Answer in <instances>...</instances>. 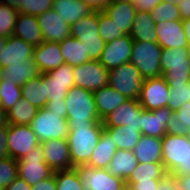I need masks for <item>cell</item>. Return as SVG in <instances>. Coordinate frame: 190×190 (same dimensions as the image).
Returning <instances> with one entry per match:
<instances>
[{
	"mask_svg": "<svg viewBox=\"0 0 190 190\" xmlns=\"http://www.w3.org/2000/svg\"><path fill=\"white\" fill-rule=\"evenodd\" d=\"M103 128L102 121L93 125H69L67 142L73 167L88 163L98 145Z\"/></svg>",
	"mask_w": 190,
	"mask_h": 190,
	"instance_id": "cell-1",
	"label": "cell"
},
{
	"mask_svg": "<svg viewBox=\"0 0 190 190\" xmlns=\"http://www.w3.org/2000/svg\"><path fill=\"white\" fill-rule=\"evenodd\" d=\"M162 162L167 173L190 175V141L188 136L167 134L162 138Z\"/></svg>",
	"mask_w": 190,
	"mask_h": 190,
	"instance_id": "cell-2",
	"label": "cell"
},
{
	"mask_svg": "<svg viewBox=\"0 0 190 190\" xmlns=\"http://www.w3.org/2000/svg\"><path fill=\"white\" fill-rule=\"evenodd\" d=\"M69 125H93L100 122L93 92L73 86L65 97Z\"/></svg>",
	"mask_w": 190,
	"mask_h": 190,
	"instance_id": "cell-3",
	"label": "cell"
},
{
	"mask_svg": "<svg viewBox=\"0 0 190 190\" xmlns=\"http://www.w3.org/2000/svg\"><path fill=\"white\" fill-rule=\"evenodd\" d=\"M162 47L158 42L134 40L130 62L139 70L143 79L162 76Z\"/></svg>",
	"mask_w": 190,
	"mask_h": 190,
	"instance_id": "cell-4",
	"label": "cell"
},
{
	"mask_svg": "<svg viewBox=\"0 0 190 190\" xmlns=\"http://www.w3.org/2000/svg\"><path fill=\"white\" fill-rule=\"evenodd\" d=\"M160 66L167 83L190 82V48H162Z\"/></svg>",
	"mask_w": 190,
	"mask_h": 190,
	"instance_id": "cell-5",
	"label": "cell"
},
{
	"mask_svg": "<svg viewBox=\"0 0 190 190\" xmlns=\"http://www.w3.org/2000/svg\"><path fill=\"white\" fill-rule=\"evenodd\" d=\"M40 143L52 139H67L69 124L62 113L50 112L46 107L38 109L30 123Z\"/></svg>",
	"mask_w": 190,
	"mask_h": 190,
	"instance_id": "cell-6",
	"label": "cell"
},
{
	"mask_svg": "<svg viewBox=\"0 0 190 190\" xmlns=\"http://www.w3.org/2000/svg\"><path fill=\"white\" fill-rule=\"evenodd\" d=\"M143 80L131 62L108 70V85L127 99H139Z\"/></svg>",
	"mask_w": 190,
	"mask_h": 190,
	"instance_id": "cell-7",
	"label": "cell"
},
{
	"mask_svg": "<svg viewBox=\"0 0 190 190\" xmlns=\"http://www.w3.org/2000/svg\"><path fill=\"white\" fill-rule=\"evenodd\" d=\"M84 190H127L126 182L111 175L107 169H98L88 165L74 167Z\"/></svg>",
	"mask_w": 190,
	"mask_h": 190,
	"instance_id": "cell-8",
	"label": "cell"
},
{
	"mask_svg": "<svg viewBox=\"0 0 190 190\" xmlns=\"http://www.w3.org/2000/svg\"><path fill=\"white\" fill-rule=\"evenodd\" d=\"M53 173L54 171L44 160L41 144L18 160V177L25 180L30 186L50 177Z\"/></svg>",
	"mask_w": 190,
	"mask_h": 190,
	"instance_id": "cell-9",
	"label": "cell"
},
{
	"mask_svg": "<svg viewBox=\"0 0 190 190\" xmlns=\"http://www.w3.org/2000/svg\"><path fill=\"white\" fill-rule=\"evenodd\" d=\"M44 85L47 101L64 100L68 91L74 86V67L67 63L44 73Z\"/></svg>",
	"mask_w": 190,
	"mask_h": 190,
	"instance_id": "cell-10",
	"label": "cell"
},
{
	"mask_svg": "<svg viewBox=\"0 0 190 190\" xmlns=\"http://www.w3.org/2000/svg\"><path fill=\"white\" fill-rule=\"evenodd\" d=\"M138 100L148 111L167 107L170 100V87L162 76L144 79Z\"/></svg>",
	"mask_w": 190,
	"mask_h": 190,
	"instance_id": "cell-11",
	"label": "cell"
},
{
	"mask_svg": "<svg viewBox=\"0 0 190 190\" xmlns=\"http://www.w3.org/2000/svg\"><path fill=\"white\" fill-rule=\"evenodd\" d=\"M107 84L108 70L98 60L74 66V86L94 92Z\"/></svg>",
	"mask_w": 190,
	"mask_h": 190,
	"instance_id": "cell-12",
	"label": "cell"
},
{
	"mask_svg": "<svg viewBox=\"0 0 190 190\" xmlns=\"http://www.w3.org/2000/svg\"><path fill=\"white\" fill-rule=\"evenodd\" d=\"M39 144L30 125L8 124L7 148L9 156L13 159L20 160Z\"/></svg>",
	"mask_w": 190,
	"mask_h": 190,
	"instance_id": "cell-13",
	"label": "cell"
},
{
	"mask_svg": "<svg viewBox=\"0 0 190 190\" xmlns=\"http://www.w3.org/2000/svg\"><path fill=\"white\" fill-rule=\"evenodd\" d=\"M144 108L138 99H128L102 120L104 127H131L141 132V117Z\"/></svg>",
	"mask_w": 190,
	"mask_h": 190,
	"instance_id": "cell-14",
	"label": "cell"
},
{
	"mask_svg": "<svg viewBox=\"0 0 190 190\" xmlns=\"http://www.w3.org/2000/svg\"><path fill=\"white\" fill-rule=\"evenodd\" d=\"M134 40L130 35H123L114 41L107 42L101 53L99 62L107 69H113L122 64L129 63Z\"/></svg>",
	"mask_w": 190,
	"mask_h": 190,
	"instance_id": "cell-15",
	"label": "cell"
},
{
	"mask_svg": "<svg viewBox=\"0 0 190 190\" xmlns=\"http://www.w3.org/2000/svg\"><path fill=\"white\" fill-rule=\"evenodd\" d=\"M40 144L44 160L54 172L74 168L70 158L67 139H52Z\"/></svg>",
	"mask_w": 190,
	"mask_h": 190,
	"instance_id": "cell-16",
	"label": "cell"
},
{
	"mask_svg": "<svg viewBox=\"0 0 190 190\" xmlns=\"http://www.w3.org/2000/svg\"><path fill=\"white\" fill-rule=\"evenodd\" d=\"M44 41L61 42L70 37V25L51 9L37 16Z\"/></svg>",
	"mask_w": 190,
	"mask_h": 190,
	"instance_id": "cell-17",
	"label": "cell"
},
{
	"mask_svg": "<svg viewBox=\"0 0 190 190\" xmlns=\"http://www.w3.org/2000/svg\"><path fill=\"white\" fill-rule=\"evenodd\" d=\"M34 47L23 39L10 36L0 53V69L17 63H27L33 57Z\"/></svg>",
	"mask_w": 190,
	"mask_h": 190,
	"instance_id": "cell-18",
	"label": "cell"
},
{
	"mask_svg": "<svg viewBox=\"0 0 190 190\" xmlns=\"http://www.w3.org/2000/svg\"><path fill=\"white\" fill-rule=\"evenodd\" d=\"M157 42L162 48H189L182 20L156 23Z\"/></svg>",
	"mask_w": 190,
	"mask_h": 190,
	"instance_id": "cell-19",
	"label": "cell"
},
{
	"mask_svg": "<svg viewBox=\"0 0 190 190\" xmlns=\"http://www.w3.org/2000/svg\"><path fill=\"white\" fill-rule=\"evenodd\" d=\"M173 112L169 107L153 111L144 109L141 117V134L163 138L166 135L167 122Z\"/></svg>",
	"mask_w": 190,
	"mask_h": 190,
	"instance_id": "cell-20",
	"label": "cell"
},
{
	"mask_svg": "<svg viewBox=\"0 0 190 190\" xmlns=\"http://www.w3.org/2000/svg\"><path fill=\"white\" fill-rule=\"evenodd\" d=\"M32 59L38 65L42 74L48 73L65 63L59 43L53 41H44L34 47Z\"/></svg>",
	"mask_w": 190,
	"mask_h": 190,
	"instance_id": "cell-21",
	"label": "cell"
},
{
	"mask_svg": "<svg viewBox=\"0 0 190 190\" xmlns=\"http://www.w3.org/2000/svg\"><path fill=\"white\" fill-rule=\"evenodd\" d=\"M12 36L37 47L44 39L36 16L19 13Z\"/></svg>",
	"mask_w": 190,
	"mask_h": 190,
	"instance_id": "cell-22",
	"label": "cell"
},
{
	"mask_svg": "<svg viewBox=\"0 0 190 190\" xmlns=\"http://www.w3.org/2000/svg\"><path fill=\"white\" fill-rule=\"evenodd\" d=\"M93 97L101 121L113 110L117 109L122 103L128 100L127 97L113 89L108 84L101 89L94 91Z\"/></svg>",
	"mask_w": 190,
	"mask_h": 190,
	"instance_id": "cell-23",
	"label": "cell"
},
{
	"mask_svg": "<svg viewBox=\"0 0 190 190\" xmlns=\"http://www.w3.org/2000/svg\"><path fill=\"white\" fill-rule=\"evenodd\" d=\"M103 12L125 35H130L136 13L132 2H111Z\"/></svg>",
	"mask_w": 190,
	"mask_h": 190,
	"instance_id": "cell-24",
	"label": "cell"
},
{
	"mask_svg": "<svg viewBox=\"0 0 190 190\" xmlns=\"http://www.w3.org/2000/svg\"><path fill=\"white\" fill-rule=\"evenodd\" d=\"M41 75L42 72L33 59L27 63H17L0 69V80H9L19 86Z\"/></svg>",
	"mask_w": 190,
	"mask_h": 190,
	"instance_id": "cell-25",
	"label": "cell"
},
{
	"mask_svg": "<svg viewBox=\"0 0 190 190\" xmlns=\"http://www.w3.org/2000/svg\"><path fill=\"white\" fill-rule=\"evenodd\" d=\"M133 153L138 163H163L162 162V138L142 135L138 144L133 148Z\"/></svg>",
	"mask_w": 190,
	"mask_h": 190,
	"instance_id": "cell-26",
	"label": "cell"
},
{
	"mask_svg": "<svg viewBox=\"0 0 190 190\" xmlns=\"http://www.w3.org/2000/svg\"><path fill=\"white\" fill-rule=\"evenodd\" d=\"M112 139L110 133L103 128L98 145L86 165L98 169H107L117 150L116 143Z\"/></svg>",
	"mask_w": 190,
	"mask_h": 190,
	"instance_id": "cell-27",
	"label": "cell"
},
{
	"mask_svg": "<svg viewBox=\"0 0 190 190\" xmlns=\"http://www.w3.org/2000/svg\"><path fill=\"white\" fill-rule=\"evenodd\" d=\"M52 9L70 26L94 12L90 5L80 0H54Z\"/></svg>",
	"mask_w": 190,
	"mask_h": 190,
	"instance_id": "cell-28",
	"label": "cell"
},
{
	"mask_svg": "<svg viewBox=\"0 0 190 190\" xmlns=\"http://www.w3.org/2000/svg\"><path fill=\"white\" fill-rule=\"evenodd\" d=\"M137 164L138 160L132 150L117 149L107 170L111 175L119 177L126 182L136 169Z\"/></svg>",
	"mask_w": 190,
	"mask_h": 190,
	"instance_id": "cell-29",
	"label": "cell"
},
{
	"mask_svg": "<svg viewBox=\"0 0 190 190\" xmlns=\"http://www.w3.org/2000/svg\"><path fill=\"white\" fill-rule=\"evenodd\" d=\"M130 37L136 41L157 42L156 22L150 12L136 11Z\"/></svg>",
	"mask_w": 190,
	"mask_h": 190,
	"instance_id": "cell-30",
	"label": "cell"
},
{
	"mask_svg": "<svg viewBox=\"0 0 190 190\" xmlns=\"http://www.w3.org/2000/svg\"><path fill=\"white\" fill-rule=\"evenodd\" d=\"M98 11L87 17H82L70 26V37L83 39H102L99 35Z\"/></svg>",
	"mask_w": 190,
	"mask_h": 190,
	"instance_id": "cell-31",
	"label": "cell"
},
{
	"mask_svg": "<svg viewBox=\"0 0 190 190\" xmlns=\"http://www.w3.org/2000/svg\"><path fill=\"white\" fill-rule=\"evenodd\" d=\"M59 45L63 60L68 65L74 67L90 61V58L86 53V48L82 45L80 40L68 37L59 42Z\"/></svg>",
	"mask_w": 190,
	"mask_h": 190,
	"instance_id": "cell-32",
	"label": "cell"
},
{
	"mask_svg": "<svg viewBox=\"0 0 190 190\" xmlns=\"http://www.w3.org/2000/svg\"><path fill=\"white\" fill-rule=\"evenodd\" d=\"M38 108L34 107L26 98H21L10 110L6 112L8 124L30 125Z\"/></svg>",
	"mask_w": 190,
	"mask_h": 190,
	"instance_id": "cell-33",
	"label": "cell"
},
{
	"mask_svg": "<svg viewBox=\"0 0 190 190\" xmlns=\"http://www.w3.org/2000/svg\"><path fill=\"white\" fill-rule=\"evenodd\" d=\"M21 92L23 95L22 97L26 98L34 107L38 109L46 107L44 73L24 83L21 86Z\"/></svg>",
	"mask_w": 190,
	"mask_h": 190,
	"instance_id": "cell-34",
	"label": "cell"
},
{
	"mask_svg": "<svg viewBox=\"0 0 190 190\" xmlns=\"http://www.w3.org/2000/svg\"><path fill=\"white\" fill-rule=\"evenodd\" d=\"M112 136V141L116 143L117 149L120 150H133L138 144L141 132L137 131L136 128L127 126L123 127H104Z\"/></svg>",
	"mask_w": 190,
	"mask_h": 190,
	"instance_id": "cell-35",
	"label": "cell"
},
{
	"mask_svg": "<svg viewBox=\"0 0 190 190\" xmlns=\"http://www.w3.org/2000/svg\"><path fill=\"white\" fill-rule=\"evenodd\" d=\"M166 133L188 136L190 133V102L171 114L167 122Z\"/></svg>",
	"mask_w": 190,
	"mask_h": 190,
	"instance_id": "cell-36",
	"label": "cell"
},
{
	"mask_svg": "<svg viewBox=\"0 0 190 190\" xmlns=\"http://www.w3.org/2000/svg\"><path fill=\"white\" fill-rule=\"evenodd\" d=\"M167 174L163 163H138L126 183H133L140 180H160Z\"/></svg>",
	"mask_w": 190,
	"mask_h": 190,
	"instance_id": "cell-37",
	"label": "cell"
},
{
	"mask_svg": "<svg viewBox=\"0 0 190 190\" xmlns=\"http://www.w3.org/2000/svg\"><path fill=\"white\" fill-rule=\"evenodd\" d=\"M21 86L9 80H0V107L6 113L22 98Z\"/></svg>",
	"mask_w": 190,
	"mask_h": 190,
	"instance_id": "cell-38",
	"label": "cell"
},
{
	"mask_svg": "<svg viewBox=\"0 0 190 190\" xmlns=\"http://www.w3.org/2000/svg\"><path fill=\"white\" fill-rule=\"evenodd\" d=\"M170 87V100L167 103L172 111H176L184 104L189 102L190 98V82L182 83H168Z\"/></svg>",
	"mask_w": 190,
	"mask_h": 190,
	"instance_id": "cell-39",
	"label": "cell"
},
{
	"mask_svg": "<svg viewBox=\"0 0 190 190\" xmlns=\"http://www.w3.org/2000/svg\"><path fill=\"white\" fill-rule=\"evenodd\" d=\"M150 13L156 23L182 20L176 2L161 1Z\"/></svg>",
	"mask_w": 190,
	"mask_h": 190,
	"instance_id": "cell-40",
	"label": "cell"
},
{
	"mask_svg": "<svg viewBox=\"0 0 190 190\" xmlns=\"http://www.w3.org/2000/svg\"><path fill=\"white\" fill-rule=\"evenodd\" d=\"M57 190H84L75 168L55 171Z\"/></svg>",
	"mask_w": 190,
	"mask_h": 190,
	"instance_id": "cell-41",
	"label": "cell"
},
{
	"mask_svg": "<svg viewBox=\"0 0 190 190\" xmlns=\"http://www.w3.org/2000/svg\"><path fill=\"white\" fill-rule=\"evenodd\" d=\"M99 35L107 43L125 35L103 12L98 11Z\"/></svg>",
	"mask_w": 190,
	"mask_h": 190,
	"instance_id": "cell-42",
	"label": "cell"
},
{
	"mask_svg": "<svg viewBox=\"0 0 190 190\" xmlns=\"http://www.w3.org/2000/svg\"><path fill=\"white\" fill-rule=\"evenodd\" d=\"M19 12L6 4L0 5V36L10 37L18 18Z\"/></svg>",
	"mask_w": 190,
	"mask_h": 190,
	"instance_id": "cell-43",
	"label": "cell"
},
{
	"mask_svg": "<svg viewBox=\"0 0 190 190\" xmlns=\"http://www.w3.org/2000/svg\"><path fill=\"white\" fill-rule=\"evenodd\" d=\"M18 176V161L12 157L0 159V186L6 188Z\"/></svg>",
	"mask_w": 190,
	"mask_h": 190,
	"instance_id": "cell-44",
	"label": "cell"
},
{
	"mask_svg": "<svg viewBox=\"0 0 190 190\" xmlns=\"http://www.w3.org/2000/svg\"><path fill=\"white\" fill-rule=\"evenodd\" d=\"M54 0H22L19 5V13L38 16L39 14L51 10Z\"/></svg>",
	"mask_w": 190,
	"mask_h": 190,
	"instance_id": "cell-45",
	"label": "cell"
},
{
	"mask_svg": "<svg viewBox=\"0 0 190 190\" xmlns=\"http://www.w3.org/2000/svg\"><path fill=\"white\" fill-rule=\"evenodd\" d=\"M81 42L86 48L90 60H99L106 42L103 39H83Z\"/></svg>",
	"mask_w": 190,
	"mask_h": 190,
	"instance_id": "cell-46",
	"label": "cell"
},
{
	"mask_svg": "<svg viewBox=\"0 0 190 190\" xmlns=\"http://www.w3.org/2000/svg\"><path fill=\"white\" fill-rule=\"evenodd\" d=\"M160 180H140L126 183L127 190H158Z\"/></svg>",
	"mask_w": 190,
	"mask_h": 190,
	"instance_id": "cell-47",
	"label": "cell"
},
{
	"mask_svg": "<svg viewBox=\"0 0 190 190\" xmlns=\"http://www.w3.org/2000/svg\"><path fill=\"white\" fill-rule=\"evenodd\" d=\"M160 2L161 0H133L132 4L136 11L151 12Z\"/></svg>",
	"mask_w": 190,
	"mask_h": 190,
	"instance_id": "cell-48",
	"label": "cell"
},
{
	"mask_svg": "<svg viewBox=\"0 0 190 190\" xmlns=\"http://www.w3.org/2000/svg\"><path fill=\"white\" fill-rule=\"evenodd\" d=\"M31 190H57L55 172L50 177L31 186Z\"/></svg>",
	"mask_w": 190,
	"mask_h": 190,
	"instance_id": "cell-49",
	"label": "cell"
},
{
	"mask_svg": "<svg viewBox=\"0 0 190 190\" xmlns=\"http://www.w3.org/2000/svg\"><path fill=\"white\" fill-rule=\"evenodd\" d=\"M7 140H8V123L6 125L0 126V159L9 157Z\"/></svg>",
	"mask_w": 190,
	"mask_h": 190,
	"instance_id": "cell-50",
	"label": "cell"
},
{
	"mask_svg": "<svg viewBox=\"0 0 190 190\" xmlns=\"http://www.w3.org/2000/svg\"><path fill=\"white\" fill-rule=\"evenodd\" d=\"M158 190H178L177 177L168 173L159 181Z\"/></svg>",
	"mask_w": 190,
	"mask_h": 190,
	"instance_id": "cell-51",
	"label": "cell"
},
{
	"mask_svg": "<svg viewBox=\"0 0 190 190\" xmlns=\"http://www.w3.org/2000/svg\"><path fill=\"white\" fill-rule=\"evenodd\" d=\"M46 108L52 113H62V117L67 118V107L65 99L57 101H47Z\"/></svg>",
	"mask_w": 190,
	"mask_h": 190,
	"instance_id": "cell-52",
	"label": "cell"
},
{
	"mask_svg": "<svg viewBox=\"0 0 190 190\" xmlns=\"http://www.w3.org/2000/svg\"><path fill=\"white\" fill-rule=\"evenodd\" d=\"M5 190H31V186L18 176L5 188Z\"/></svg>",
	"mask_w": 190,
	"mask_h": 190,
	"instance_id": "cell-53",
	"label": "cell"
},
{
	"mask_svg": "<svg viewBox=\"0 0 190 190\" xmlns=\"http://www.w3.org/2000/svg\"><path fill=\"white\" fill-rule=\"evenodd\" d=\"M87 3L94 11H104V9L112 2V0H80Z\"/></svg>",
	"mask_w": 190,
	"mask_h": 190,
	"instance_id": "cell-54",
	"label": "cell"
},
{
	"mask_svg": "<svg viewBox=\"0 0 190 190\" xmlns=\"http://www.w3.org/2000/svg\"><path fill=\"white\" fill-rule=\"evenodd\" d=\"M176 3L178 5L182 20L190 18V0H178Z\"/></svg>",
	"mask_w": 190,
	"mask_h": 190,
	"instance_id": "cell-55",
	"label": "cell"
},
{
	"mask_svg": "<svg viewBox=\"0 0 190 190\" xmlns=\"http://www.w3.org/2000/svg\"><path fill=\"white\" fill-rule=\"evenodd\" d=\"M176 177L178 190H190V175H182Z\"/></svg>",
	"mask_w": 190,
	"mask_h": 190,
	"instance_id": "cell-56",
	"label": "cell"
},
{
	"mask_svg": "<svg viewBox=\"0 0 190 190\" xmlns=\"http://www.w3.org/2000/svg\"><path fill=\"white\" fill-rule=\"evenodd\" d=\"M182 22H183V28H184L185 35L187 38V42L190 46V18L183 19Z\"/></svg>",
	"mask_w": 190,
	"mask_h": 190,
	"instance_id": "cell-57",
	"label": "cell"
},
{
	"mask_svg": "<svg viewBox=\"0 0 190 190\" xmlns=\"http://www.w3.org/2000/svg\"><path fill=\"white\" fill-rule=\"evenodd\" d=\"M22 0H4V4L8 5L11 8L16 9L19 12V5Z\"/></svg>",
	"mask_w": 190,
	"mask_h": 190,
	"instance_id": "cell-58",
	"label": "cell"
},
{
	"mask_svg": "<svg viewBox=\"0 0 190 190\" xmlns=\"http://www.w3.org/2000/svg\"><path fill=\"white\" fill-rule=\"evenodd\" d=\"M6 124H7L6 113L0 107V126L6 125Z\"/></svg>",
	"mask_w": 190,
	"mask_h": 190,
	"instance_id": "cell-59",
	"label": "cell"
},
{
	"mask_svg": "<svg viewBox=\"0 0 190 190\" xmlns=\"http://www.w3.org/2000/svg\"><path fill=\"white\" fill-rule=\"evenodd\" d=\"M7 37L0 36V53L3 50L5 43H6Z\"/></svg>",
	"mask_w": 190,
	"mask_h": 190,
	"instance_id": "cell-60",
	"label": "cell"
},
{
	"mask_svg": "<svg viewBox=\"0 0 190 190\" xmlns=\"http://www.w3.org/2000/svg\"><path fill=\"white\" fill-rule=\"evenodd\" d=\"M133 0H112V2H121V3H126V2H132Z\"/></svg>",
	"mask_w": 190,
	"mask_h": 190,
	"instance_id": "cell-61",
	"label": "cell"
},
{
	"mask_svg": "<svg viewBox=\"0 0 190 190\" xmlns=\"http://www.w3.org/2000/svg\"><path fill=\"white\" fill-rule=\"evenodd\" d=\"M163 2H177L178 0H161Z\"/></svg>",
	"mask_w": 190,
	"mask_h": 190,
	"instance_id": "cell-62",
	"label": "cell"
},
{
	"mask_svg": "<svg viewBox=\"0 0 190 190\" xmlns=\"http://www.w3.org/2000/svg\"><path fill=\"white\" fill-rule=\"evenodd\" d=\"M4 4V0H0V5Z\"/></svg>",
	"mask_w": 190,
	"mask_h": 190,
	"instance_id": "cell-63",
	"label": "cell"
}]
</instances>
